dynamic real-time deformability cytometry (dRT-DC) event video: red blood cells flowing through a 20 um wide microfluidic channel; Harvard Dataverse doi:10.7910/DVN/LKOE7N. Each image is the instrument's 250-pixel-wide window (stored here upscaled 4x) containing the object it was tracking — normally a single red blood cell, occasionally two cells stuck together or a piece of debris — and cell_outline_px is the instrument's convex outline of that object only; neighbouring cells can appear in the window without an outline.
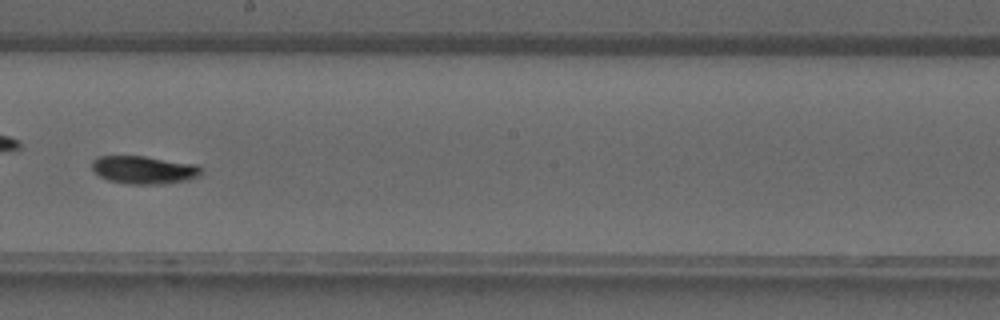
{"species": "common noctule bat (a hibernating species)", "species_latin": "Nyctalus noctula", "temperature_condition": "warm", "stored_images_in_passage": 30, "camera_frame_rate_fps": 3000, "um_per_image_px": 0.085, "animal": {"sex": "male", "forearm_length_mm": 52.5}, "frame": {"image": 1, "passage_image": 17, "time_ms": 5.333, "image_size_px": [1000, 320], "cell_outline_px": [[204, 172], [200, 176], [188, 180], [164, 184], [128, 184], [108, 180], [100, 176], [92, 168], [92, 160], [96, 156], [144, 156], [196, 164]], "centroid_in_image_um": [12.25, 14.44], "position_along_channel_um": 235.9, "area_um2": 17.92}}